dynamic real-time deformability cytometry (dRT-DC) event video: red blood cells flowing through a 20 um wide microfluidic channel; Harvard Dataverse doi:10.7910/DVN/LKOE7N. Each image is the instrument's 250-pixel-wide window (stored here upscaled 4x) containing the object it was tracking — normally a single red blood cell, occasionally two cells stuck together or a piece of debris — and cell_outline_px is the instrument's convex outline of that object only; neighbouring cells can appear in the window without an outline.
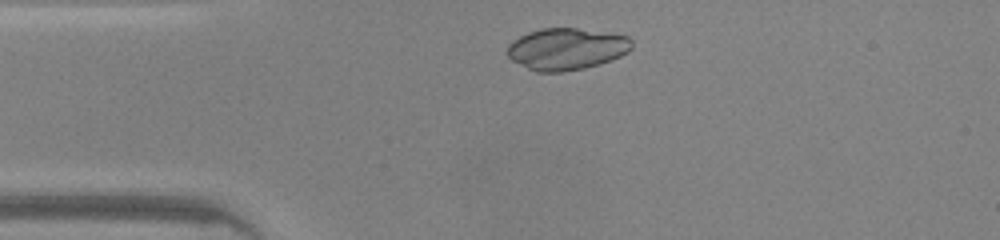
{"species": "common noctule bat (a hibernating species)", "species_latin": "Nyctalus noctula", "temperature_condition": "warm", "stored_images_in_passage": 29, "camera_frame_rate_fps": 3000, "um_per_image_px": 0.085, "animal": {"sex": "male", "body_mass_g": 20.0, "forearm_length_mm": 53.3}, "frame": {"image": 1, "passage_image": 2, "time_ms": 0.333, "image_size_px": [1000, 240], "cell_outline_px": [[632, 48], [628, 52], [612, 60], [600, 64], [584, 68], [560, 72], [536, 72], [512, 60], [508, 56], [508, 44], [512, 40], [528, 32], [540, 28], [576, 28], [604, 32], [628, 36], [632, 40]], "centroid_in_image_um": [48.16, 4.16], "position_along_channel_um": 36.8, "area_um2": 30.35}}
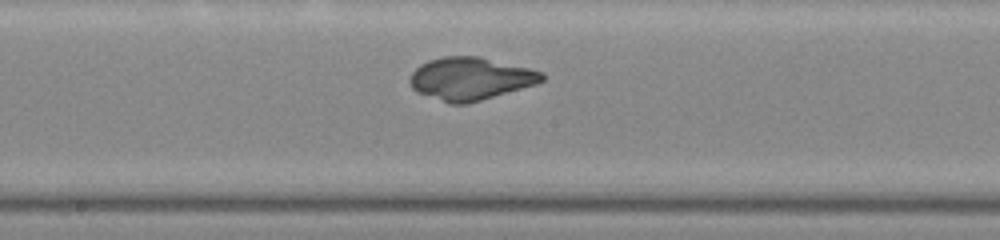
{"frame": {"image": 2, "passage_image": 16, "time_ms": 5.0, "image_size_px": [1000, 240], "cell_outline_px": [[544, 80], [536, 84], [468, 104], [448, 104], [416, 92], [412, 88], [408, 80], [412, 72], [420, 64], [428, 60], [444, 56], [480, 56], [544, 72]], "centroid_in_image_um": [39.95, 6.69], "position_along_channel_um": 208.2, "area_um2": 33.06}}
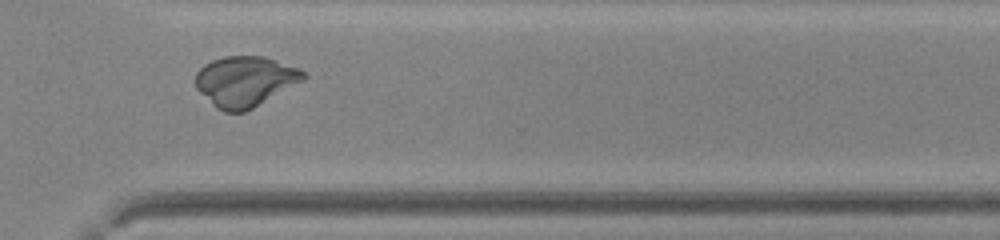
{"frame": {"image": 3, "passage_image": 26, "time_ms": 8.333, "image_size_px": [1000, 240], "cell_outline_px": [[308, 76], [304, 80], [252, 108], [244, 112], [224, 112], [216, 108], [196, 88], [196, 72], [204, 64], [212, 60], [224, 56], [264, 56], [300, 68]], "centroid_in_image_um": [20.83, 6.9], "position_along_channel_um": 349.8, "area_um2": 31.62}}